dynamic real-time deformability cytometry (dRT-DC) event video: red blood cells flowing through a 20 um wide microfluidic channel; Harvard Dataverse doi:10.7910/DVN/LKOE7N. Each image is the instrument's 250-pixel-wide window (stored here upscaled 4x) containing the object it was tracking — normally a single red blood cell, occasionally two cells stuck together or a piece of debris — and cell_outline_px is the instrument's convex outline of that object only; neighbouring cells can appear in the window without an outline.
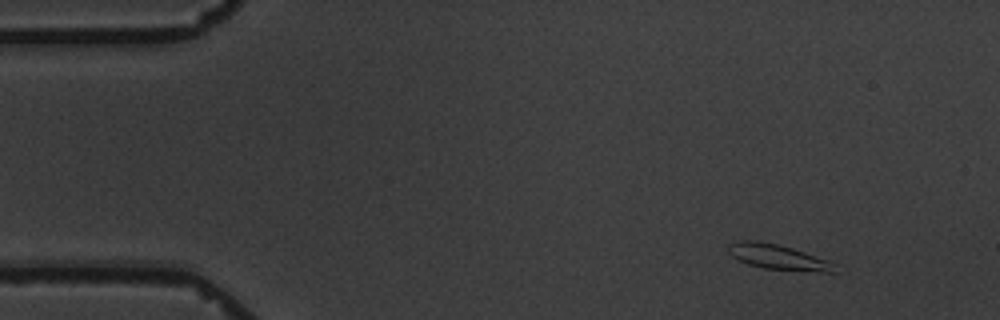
{"species": "common noctule bat (a hibernating species)", "species_latin": "Nyctalus noctula", "temperature_condition": "warm", "stored_images_in_passage": 10, "camera_frame_rate_fps": 3000, "um_per_image_px": 0.085, "animal": {"sex": "male", "body_mass_g": 19.5, "forearm_length_mm": 54.6}, "frame": {"image": 1, "passage_image": 1, "time_ms": 0.0, "image_size_px": [1000, 320], "cell_outline_px": [[836, 272], [824, 272], [764, 268], [748, 264], [732, 256], [728, 252], [728, 244], [740, 240], [756, 240], [776, 244], [792, 248], [828, 260], [836, 264]], "centroid_in_image_um": [66.13, 21.84], "position_along_channel_um": 18.9, "area_um2": 15.43}}
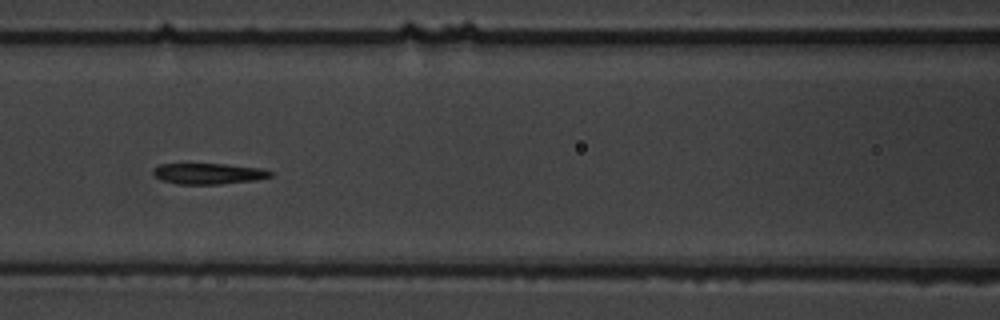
{"frame": {"image": 2, "passage_image": 6, "time_ms": 6.333, "image_size_px": [1000, 320], "cell_outline_px": [[272, 176], [256, 180], [220, 184], [176, 184], [160, 180], [152, 172], [152, 168], [160, 164], [228, 164], [264, 168], [272, 172]], "centroid_in_image_um": [17.73, 14.75], "position_along_channel_um": 148.9, "area_um2": 14.45}}
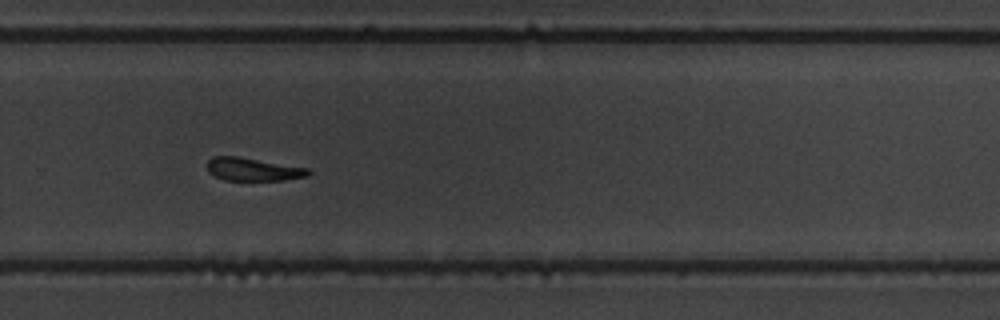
{"frame": {"image": 3, "passage_image": 10, "time_ms": 11.0, "image_size_px": [1000, 320], "cell_outline_px": [[312, 172], [308, 176], [284, 180], [224, 180], [208, 172], [208, 160], [212, 156], [240, 156], [308, 168]], "centroid_in_image_um": [21.52, 14.38], "position_along_channel_um": 308.3, "area_um2": 13.64}}